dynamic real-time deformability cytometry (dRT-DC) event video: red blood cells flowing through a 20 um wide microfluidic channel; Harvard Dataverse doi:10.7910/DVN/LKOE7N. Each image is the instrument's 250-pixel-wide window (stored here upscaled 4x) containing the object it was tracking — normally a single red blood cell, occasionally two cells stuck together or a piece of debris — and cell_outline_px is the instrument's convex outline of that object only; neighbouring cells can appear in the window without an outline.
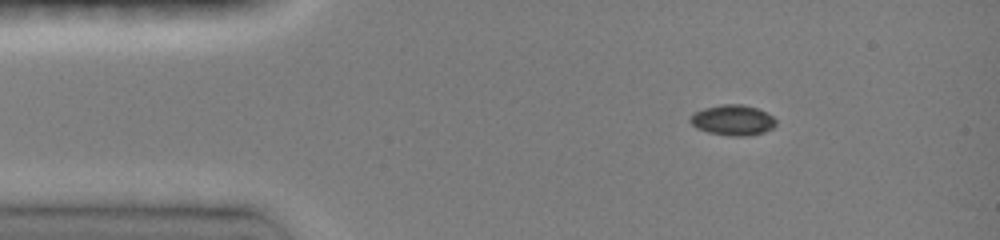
{"species": "common noctule bat (a hibernating species)", "species_latin": "Nyctalus noctula", "temperature_condition": "room temperature", "stored_images_in_passage": 24, "camera_frame_rate_fps": 3000, "um_per_image_px": 0.085, "animal": {"sex": "female", "body_mass_g": 19.0, "forearm_length_mm": 51.5}, "frame": {"image": 1, "passage_image": 3, "time_ms": 1.333, "image_size_px": [1000, 240], "cell_outline_px": [[776, 124], [772, 128], [764, 132], [748, 136], [732, 136], [708, 132], [696, 128], [688, 120], [696, 112], [704, 108], [720, 104], [740, 104], [756, 108], [772, 116], [776, 120]], "centroid_in_image_um": [62.28, 10.22], "position_along_channel_um": 22.7, "area_um2": 15.09}}
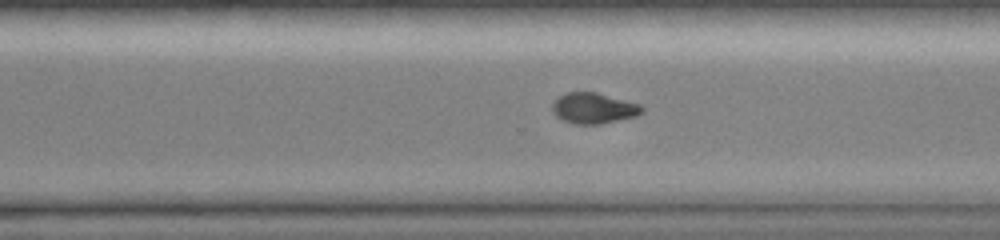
{"frame": {"image": 2, "passage_image": 17, "time_ms": 10.0, "image_size_px": [1000, 240], "cell_outline_px": [[644, 112], [636, 116], [600, 124], [576, 124], [560, 120], [552, 112], [552, 104], [560, 96], [568, 92], [596, 92], [640, 104], [644, 108]], "centroid_in_image_um": [50.46, 9.2], "position_along_channel_um": 320.1, "area_um2": 16.07}}
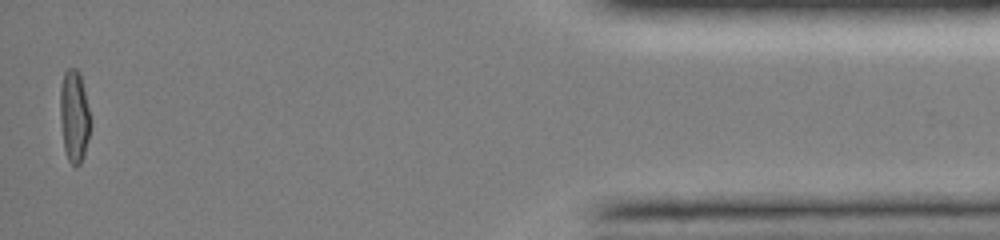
{"frame": {"image": 3, "passage_image": 24, "time_ms": 14.333, "image_size_px": [1000, 240], "cell_outline_px": [[92, 124], [84, 156], [80, 164], [76, 168], [68, 160], [64, 148], [60, 120], [60, 88], [64, 72], [68, 68], [76, 68], [80, 72]], "centroid_in_image_um": [6.32, 9.89], "position_along_channel_um": 428.9, "area_um2": 16.53}, "authors_computed_cell_mechanics": {"area_um2": 16.3285, "velocity_mm_per_s": 4.1279, "shape_relaxation_time_tau1_ms": 4.2361, "shape_relaxation_time_tau2_ms": null, "deformation_change_tau1": 0.1822, "deformation_change_tau2": null}}